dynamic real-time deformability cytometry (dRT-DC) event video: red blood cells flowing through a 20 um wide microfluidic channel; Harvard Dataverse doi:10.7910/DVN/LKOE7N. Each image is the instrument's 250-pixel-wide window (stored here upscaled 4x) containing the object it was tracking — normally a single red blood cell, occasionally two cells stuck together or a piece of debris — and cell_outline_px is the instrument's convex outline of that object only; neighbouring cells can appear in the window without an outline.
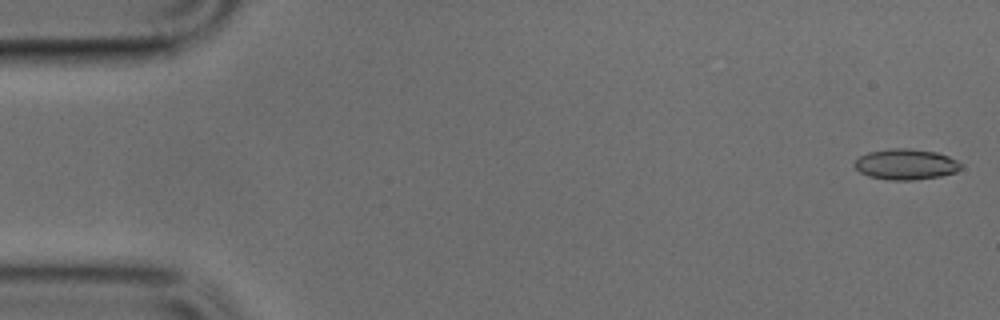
{"species": "common noctule bat (a hibernating species)", "species_latin": "Nyctalus noctula", "temperature_condition": "cold", "stored_images_in_passage": 49, "camera_frame_rate_fps": 3000, "um_per_image_px": 0.085, "animal": {"sex": "male", "body_mass_g": 17.9, "forearm_length_mm": 54.2}, "frame": {"image": 1, "passage_image": 1, "time_ms": 0.0, "image_size_px": [1000, 320], "cell_outline_px": [[960, 168], [956, 172], [940, 176], [912, 180], [888, 180], [868, 176], [860, 172], [852, 164], [860, 156], [868, 152], [892, 148], [908, 148], [936, 152], [948, 156], [956, 160], [960, 164]], "centroid_in_image_um": [76.96, 13.96], "position_along_channel_um": 8.0, "area_um2": 18.96}}
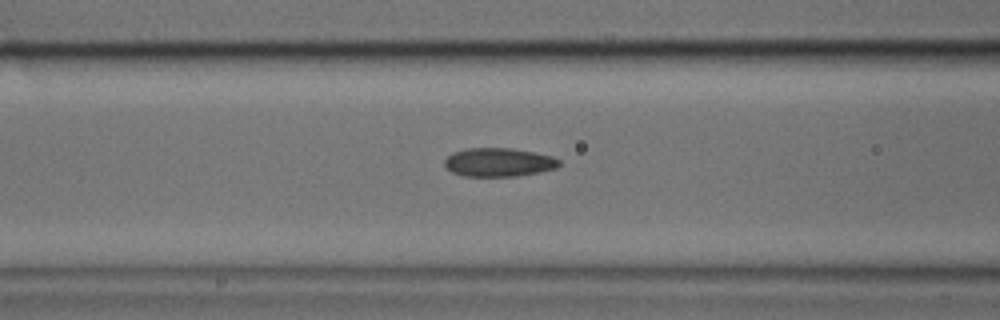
{"frame": {"image": 2, "passage_image": 19, "time_ms": 6.0, "image_size_px": [1000, 320], "cell_outline_px": [[560, 164], [556, 168], [540, 172], [516, 176], [460, 176], [444, 168], [444, 160], [452, 152], [468, 148], [512, 148], [552, 156], [560, 160]], "centroid_in_image_um": [42.35, 13.8], "position_along_channel_um": 124.3, "area_um2": 19.25}}
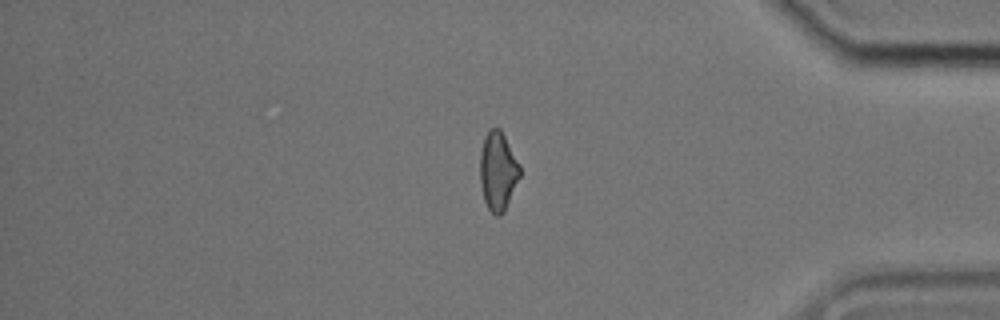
{"frame": {"image": 3, "passage_image": 41, "time_ms": 13.333, "image_size_px": [1000, 320], "cell_outline_px": [[520, 176], [504, 212], [500, 216], [496, 216], [488, 208], [484, 200], [480, 184], [480, 152], [484, 136], [488, 128], [500, 128], [520, 164]], "centroid_in_image_um": [42.31, 14.53], "position_along_channel_um": 392.9, "area_um2": 18.38}}